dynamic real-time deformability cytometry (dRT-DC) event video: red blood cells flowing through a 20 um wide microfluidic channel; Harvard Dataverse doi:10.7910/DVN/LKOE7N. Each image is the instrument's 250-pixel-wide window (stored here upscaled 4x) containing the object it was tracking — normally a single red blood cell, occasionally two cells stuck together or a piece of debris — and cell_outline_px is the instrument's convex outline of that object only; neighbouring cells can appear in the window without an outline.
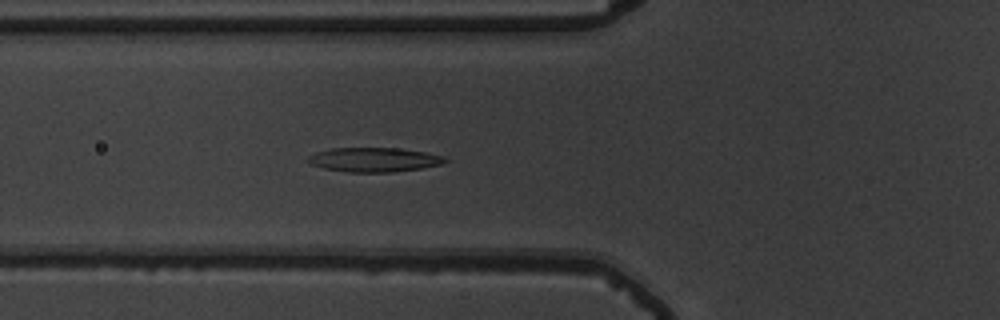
{"species": "common noctule bat (a hibernating species)", "species_latin": "Nyctalus noctula", "temperature_condition": "warm", "stored_images_in_passage": 42, "camera_frame_rate_fps": 3000, "um_per_image_px": 0.085, "animal": {"sex": "male", "body_mass_g": 19.5, "forearm_length_mm": 54.6}, "frame": {"image": 1, "passage_image": 7, "time_ms": 2.0, "image_size_px": [1000, 320], "cell_outline_px": [[448, 160], [440, 164], [420, 168], [392, 172], [348, 172], [324, 168], [312, 164], [308, 160], [308, 156], [316, 152], [332, 148], [404, 148], [444, 156]], "centroid_in_image_um": [31.8, 13.56], "position_along_channel_um": 94.0, "area_um2": 19.25}}
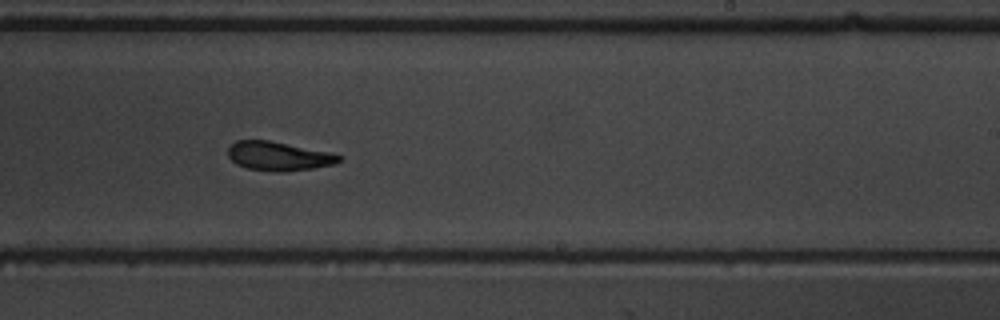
{"frame": {"image": 2, "passage_image": 21, "time_ms": 6.667, "image_size_px": [1000, 320], "cell_outline_px": [[344, 156], [336, 164], [312, 168], [284, 172], [272, 172], [248, 168], [236, 164], [228, 156], [228, 148], [236, 140], [268, 140], [332, 152]], "centroid_in_image_um": [23.71, 13.27], "position_along_channel_um": 265.3, "area_um2": 18.9}}
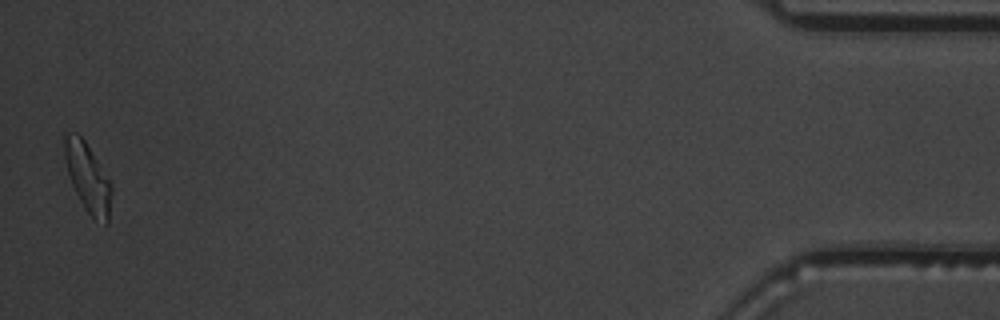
{"frame": {"image": 3, "passage_image": 41, "time_ms": 13.333, "image_size_px": [1000, 320], "cell_outline_px": [[112, 192], [108, 224], [104, 224], [92, 216], [84, 208], [72, 184], [68, 172], [64, 156], [64, 132], [76, 132], [84, 140], [112, 184]], "centroid_in_image_um": [7.46, 15.08], "position_along_channel_um": 427.7, "area_um2": 18.61}, "authors_computed_cell_mechanics": {"area_um2": 19.2474, "velocity_mm_per_s": 3.6818, "shape_relaxation_time_tau1_ms": 3.9608, "shape_relaxation_time_tau2_ms": 3.5798, "deformation_change_tau1": 0.1436, "deformation_change_tau2": 0.1258}}